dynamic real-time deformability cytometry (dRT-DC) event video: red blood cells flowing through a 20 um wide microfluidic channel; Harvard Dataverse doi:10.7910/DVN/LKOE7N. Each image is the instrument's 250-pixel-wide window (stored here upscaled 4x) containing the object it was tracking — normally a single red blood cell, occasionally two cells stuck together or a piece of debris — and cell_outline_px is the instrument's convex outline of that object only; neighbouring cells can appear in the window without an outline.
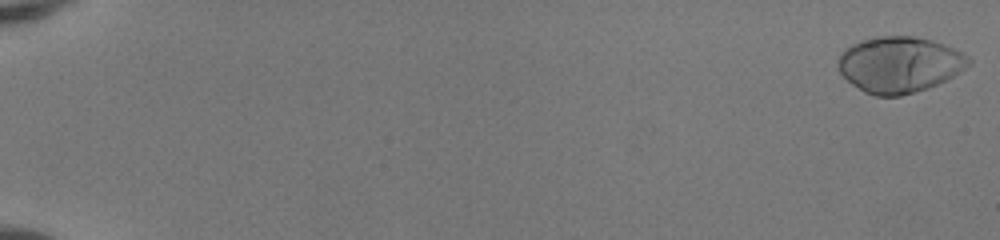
{"species": "human", "species_latin": "Homo sapiens", "temperature_condition": "room temperature", "stored_images_in_passage": 52, "camera_frame_rate_fps": 3000, "um_per_image_px": 0.085, "donor": {"sex": "female"}, "frame": {"image": 1, "passage_image": 1, "time_ms": 0.0, "image_size_px": [1000, 240], "cell_outline_px": [[972, 64], [960, 72], [928, 88], [900, 96], [876, 96], [864, 92], [852, 84], [840, 72], [836, 64], [836, 60], [840, 52], [844, 48], [860, 40], [876, 36], [912, 36], [932, 40], [956, 48], [964, 52], [972, 60]], "centroid_in_image_um": [76.45, 5.47], "position_along_channel_um": 8.6, "area_um2": 43.0}}
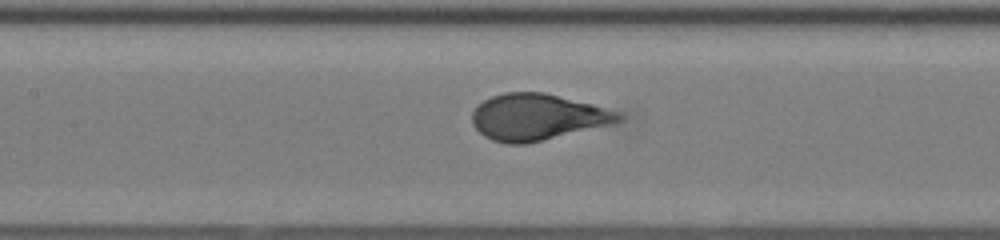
{"frame": {"image": 2, "passage_image": 27, "time_ms": 8.667, "image_size_px": [1000, 240], "cell_outline_px": [[624, 120], [612, 124], [524, 144], [508, 144], [492, 140], [484, 136], [472, 124], [472, 112], [484, 100], [492, 96], [504, 92], [544, 92], [592, 104], [616, 112], [624, 116]], "centroid_in_image_um": [45.65, 9.95], "position_along_channel_um": 161.7, "area_um2": 39.19}}
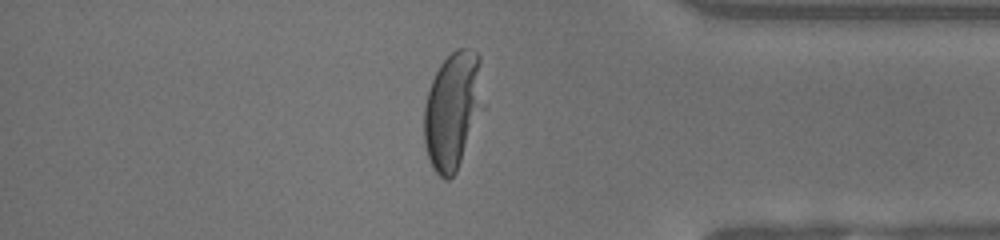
{"frame": {"image": 3, "passage_image": 45, "time_ms": 14.667, "image_size_px": [1000, 240], "cell_outline_px": [[484, 108], [456, 172], [448, 180], [444, 180], [432, 168], [424, 144], [424, 108], [428, 92], [432, 80], [440, 64], [456, 48], [468, 48], [476, 52], [480, 56], [484, 104]], "centroid_in_image_um": [38.5, 9.37], "position_along_channel_um": 396.7, "area_um2": 40.86}, "authors_computed_cell_mechanics": {"area_um2": 39.9398, "velocity_mm_per_s": 4.1584, "shape_relaxation_time_tau1_ms": 3.2571, "shape_relaxation_time_tau2_ms": null, "deformation_change_tau1": 0.2365, "deformation_change_tau2": null}}